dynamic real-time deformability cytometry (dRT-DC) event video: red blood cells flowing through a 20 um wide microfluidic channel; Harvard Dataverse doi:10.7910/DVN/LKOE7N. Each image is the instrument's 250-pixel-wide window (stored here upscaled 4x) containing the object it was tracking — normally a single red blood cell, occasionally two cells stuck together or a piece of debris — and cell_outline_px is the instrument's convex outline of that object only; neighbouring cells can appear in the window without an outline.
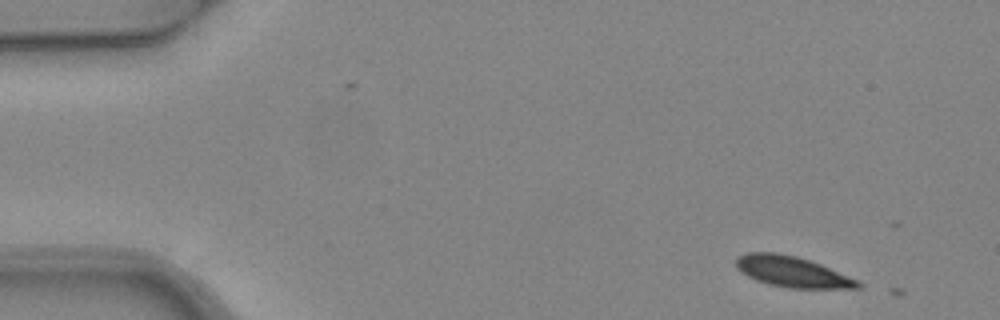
{"species": "common noctule bat (a hibernating species)", "species_latin": "Nyctalus noctula", "temperature_condition": "warm", "stored_images_in_passage": 2, "camera_frame_rate_fps": 3000, "um_per_image_px": 0.085, "animal": {"sex": "female", "body_mass_g": 24.6, "forearm_length_mm": 56.2}, "frame": {"image": 1, "passage_image": 1, "time_ms": 0.0, "image_size_px": [1000, 320], "cell_outline_px": [[864, 284], [860, 288], [788, 288], [768, 284], [756, 280], [740, 272], [736, 268], [736, 256], [748, 252], [776, 252], [796, 256], [820, 264], [856, 280]], "centroid_in_image_um": [67.28, 23.09], "position_along_channel_um": 17.7, "area_um2": 21.73}}